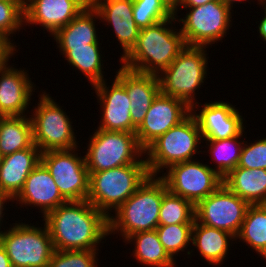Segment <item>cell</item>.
<instances>
[{"label":"cell","mask_w":266,"mask_h":267,"mask_svg":"<svg viewBox=\"0 0 266 267\" xmlns=\"http://www.w3.org/2000/svg\"><path fill=\"white\" fill-rule=\"evenodd\" d=\"M42 220L54 250H99L98 245L109 236L108 217L88 200L67 201Z\"/></svg>","instance_id":"1"},{"label":"cell","mask_w":266,"mask_h":267,"mask_svg":"<svg viewBox=\"0 0 266 267\" xmlns=\"http://www.w3.org/2000/svg\"><path fill=\"white\" fill-rule=\"evenodd\" d=\"M173 22H177L175 15L140 29L135 46L120 64L133 71L159 75L187 46L180 29L172 26Z\"/></svg>","instance_id":"2"},{"label":"cell","mask_w":266,"mask_h":267,"mask_svg":"<svg viewBox=\"0 0 266 267\" xmlns=\"http://www.w3.org/2000/svg\"><path fill=\"white\" fill-rule=\"evenodd\" d=\"M165 182L158 176H149L144 183L117 210L108 217L109 235L118 234L124 241L131 235L155 230L159 225V211Z\"/></svg>","instance_id":"3"},{"label":"cell","mask_w":266,"mask_h":267,"mask_svg":"<svg viewBox=\"0 0 266 267\" xmlns=\"http://www.w3.org/2000/svg\"><path fill=\"white\" fill-rule=\"evenodd\" d=\"M89 174L87 200L107 217L133 195L150 176L147 163H133Z\"/></svg>","instance_id":"4"},{"label":"cell","mask_w":266,"mask_h":267,"mask_svg":"<svg viewBox=\"0 0 266 267\" xmlns=\"http://www.w3.org/2000/svg\"><path fill=\"white\" fill-rule=\"evenodd\" d=\"M202 136L195 117L190 114L180 124L158 137L145 149V160L150 176L162 172L176 163L195 160ZM199 150V151H198Z\"/></svg>","instance_id":"5"},{"label":"cell","mask_w":266,"mask_h":267,"mask_svg":"<svg viewBox=\"0 0 266 267\" xmlns=\"http://www.w3.org/2000/svg\"><path fill=\"white\" fill-rule=\"evenodd\" d=\"M205 46L187 45L159 75L161 93L177 98L192 108L207 77L208 54ZM206 49V50H205Z\"/></svg>","instance_id":"6"},{"label":"cell","mask_w":266,"mask_h":267,"mask_svg":"<svg viewBox=\"0 0 266 267\" xmlns=\"http://www.w3.org/2000/svg\"><path fill=\"white\" fill-rule=\"evenodd\" d=\"M85 151L89 172H100L133 163H146L145 150L135 133L96 129ZM142 158V159H141Z\"/></svg>","instance_id":"7"},{"label":"cell","mask_w":266,"mask_h":267,"mask_svg":"<svg viewBox=\"0 0 266 267\" xmlns=\"http://www.w3.org/2000/svg\"><path fill=\"white\" fill-rule=\"evenodd\" d=\"M38 96L39 102L30 115L34 144L42 153L79 147L71 118L46 91Z\"/></svg>","instance_id":"8"},{"label":"cell","mask_w":266,"mask_h":267,"mask_svg":"<svg viewBox=\"0 0 266 267\" xmlns=\"http://www.w3.org/2000/svg\"><path fill=\"white\" fill-rule=\"evenodd\" d=\"M7 229L0 235V243L12 267H48L54 247L45 223L36 227L18 222Z\"/></svg>","instance_id":"9"},{"label":"cell","mask_w":266,"mask_h":267,"mask_svg":"<svg viewBox=\"0 0 266 267\" xmlns=\"http://www.w3.org/2000/svg\"><path fill=\"white\" fill-rule=\"evenodd\" d=\"M188 10L183 18H176L181 26V34L189 46H205L223 42L227 31L232 25V13L229 7L220 0L210 1L207 4L183 8Z\"/></svg>","instance_id":"10"},{"label":"cell","mask_w":266,"mask_h":267,"mask_svg":"<svg viewBox=\"0 0 266 267\" xmlns=\"http://www.w3.org/2000/svg\"><path fill=\"white\" fill-rule=\"evenodd\" d=\"M159 177L165 182L168 191L189 200L194 205L223 184V178L213 167L200 160L173 164Z\"/></svg>","instance_id":"11"},{"label":"cell","mask_w":266,"mask_h":267,"mask_svg":"<svg viewBox=\"0 0 266 267\" xmlns=\"http://www.w3.org/2000/svg\"><path fill=\"white\" fill-rule=\"evenodd\" d=\"M76 151H79L78 147L41 154V163L47 168L59 192L67 201L87 200L89 194L90 174L85 156H78Z\"/></svg>","instance_id":"12"},{"label":"cell","mask_w":266,"mask_h":267,"mask_svg":"<svg viewBox=\"0 0 266 267\" xmlns=\"http://www.w3.org/2000/svg\"><path fill=\"white\" fill-rule=\"evenodd\" d=\"M249 204L222 184L195 205V220L203 225L229 232L240 231Z\"/></svg>","instance_id":"13"},{"label":"cell","mask_w":266,"mask_h":267,"mask_svg":"<svg viewBox=\"0 0 266 267\" xmlns=\"http://www.w3.org/2000/svg\"><path fill=\"white\" fill-rule=\"evenodd\" d=\"M190 114L191 108L186 103L160 92L136 130L139 145L145 150L158 137L180 124Z\"/></svg>","instance_id":"14"},{"label":"cell","mask_w":266,"mask_h":267,"mask_svg":"<svg viewBox=\"0 0 266 267\" xmlns=\"http://www.w3.org/2000/svg\"><path fill=\"white\" fill-rule=\"evenodd\" d=\"M200 105L202 109H200ZM200 105L197 102L191 108V114L198 123L202 140H222L236 137L246 129L244 118L231 103L219 100Z\"/></svg>","instance_id":"15"},{"label":"cell","mask_w":266,"mask_h":267,"mask_svg":"<svg viewBox=\"0 0 266 267\" xmlns=\"http://www.w3.org/2000/svg\"><path fill=\"white\" fill-rule=\"evenodd\" d=\"M106 81L92 86L102 111L97 129L136 133L137 128L130 115L131 101L124 84L116 76L111 86Z\"/></svg>","instance_id":"16"},{"label":"cell","mask_w":266,"mask_h":267,"mask_svg":"<svg viewBox=\"0 0 266 267\" xmlns=\"http://www.w3.org/2000/svg\"><path fill=\"white\" fill-rule=\"evenodd\" d=\"M89 5L90 0H28L24 4V26L39 24L52 36Z\"/></svg>","instance_id":"17"},{"label":"cell","mask_w":266,"mask_h":267,"mask_svg":"<svg viewBox=\"0 0 266 267\" xmlns=\"http://www.w3.org/2000/svg\"><path fill=\"white\" fill-rule=\"evenodd\" d=\"M20 207H36L42 217L67 200L59 192L47 168L40 162L28 175L22 190L13 199ZM40 208V209H39Z\"/></svg>","instance_id":"18"},{"label":"cell","mask_w":266,"mask_h":267,"mask_svg":"<svg viewBox=\"0 0 266 267\" xmlns=\"http://www.w3.org/2000/svg\"><path fill=\"white\" fill-rule=\"evenodd\" d=\"M8 62L0 68V108L7 117L25 116L36 86L27 70H18Z\"/></svg>","instance_id":"19"},{"label":"cell","mask_w":266,"mask_h":267,"mask_svg":"<svg viewBox=\"0 0 266 267\" xmlns=\"http://www.w3.org/2000/svg\"><path fill=\"white\" fill-rule=\"evenodd\" d=\"M98 12L101 22L113 27L120 47L123 49L121 60L135 46L140 28L134 21L133 0H90Z\"/></svg>","instance_id":"20"},{"label":"cell","mask_w":266,"mask_h":267,"mask_svg":"<svg viewBox=\"0 0 266 267\" xmlns=\"http://www.w3.org/2000/svg\"><path fill=\"white\" fill-rule=\"evenodd\" d=\"M116 71V77L124 84L131 101V119L138 128L144 121L153 100L161 92L158 75L130 70L122 64Z\"/></svg>","instance_id":"21"},{"label":"cell","mask_w":266,"mask_h":267,"mask_svg":"<svg viewBox=\"0 0 266 267\" xmlns=\"http://www.w3.org/2000/svg\"><path fill=\"white\" fill-rule=\"evenodd\" d=\"M41 154L33 144L4 156L0 164V189L14 199L22 190L29 173L41 162Z\"/></svg>","instance_id":"22"},{"label":"cell","mask_w":266,"mask_h":267,"mask_svg":"<svg viewBox=\"0 0 266 267\" xmlns=\"http://www.w3.org/2000/svg\"><path fill=\"white\" fill-rule=\"evenodd\" d=\"M100 20L98 12L90 4L69 24L57 30L52 37L56 40L61 55L72 47H89V44H101L95 27L96 20Z\"/></svg>","instance_id":"23"},{"label":"cell","mask_w":266,"mask_h":267,"mask_svg":"<svg viewBox=\"0 0 266 267\" xmlns=\"http://www.w3.org/2000/svg\"><path fill=\"white\" fill-rule=\"evenodd\" d=\"M230 241H236V237L229 232L194 221L191 245L209 265L223 264L228 251L231 250Z\"/></svg>","instance_id":"24"},{"label":"cell","mask_w":266,"mask_h":267,"mask_svg":"<svg viewBox=\"0 0 266 267\" xmlns=\"http://www.w3.org/2000/svg\"><path fill=\"white\" fill-rule=\"evenodd\" d=\"M223 184L249 205L266 204V169L236 167Z\"/></svg>","instance_id":"25"},{"label":"cell","mask_w":266,"mask_h":267,"mask_svg":"<svg viewBox=\"0 0 266 267\" xmlns=\"http://www.w3.org/2000/svg\"><path fill=\"white\" fill-rule=\"evenodd\" d=\"M126 244L133 242L134 249L131 254L143 266L149 267H175V260L168 254L161 244L155 230L142 231L129 236Z\"/></svg>","instance_id":"26"},{"label":"cell","mask_w":266,"mask_h":267,"mask_svg":"<svg viewBox=\"0 0 266 267\" xmlns=\"http://www.w3.org/2000/svg\"><path fill=\"white\" fill-rule=\"evenodd\" d=\"M33 144L30 115L10 116L0 122V151L3 157L27 149Z\"/></svg>","instance_id":"27"},{"label":"cell","mask_w":266,"mask_h":267,"mask_svg":"<svg viewBox=\"0 0 266 267\" xmlns=\"http://www.w3.org/2000/svg\"><path fill=\"white\" fill-rule=\"evenodd\" d=\"M237 239L266 258V204L249 205Z\"/></svg>","instance_id":"28"},{"label":"cell","mask_w":266,"mask_h":267,"mask_svg":"<svg viewBox=\"0 0 266 267\" xmlns=\"http://www.w3.org/2000/svg\"><path fill=\"white\" fill-rule=\"evenodd\" d=\"M100 44H89V47H72L64 55L72 68L79 70L89 81L95 85L105 80L103 66V55ZM101 52V53H100Z\"/></svg>","instance_id":"29"},{"label":"cell","mask_w":266,"mask_h":267,"mask_svg":"<svg viewBox=\"0 0 266 267\" xmlns=\"http://www.w3.org/2000/svg\"><path fill=\"white\" fill-rule=\"evenodd\" d=\"M245 131L243 130L238 136L222 140H202L212 161H215V172L224 178L229 172L235 169L239 163L241 149L244 144L239 140ZM210 151V152H209Z\"/></svg>","instance_id":"30"},{"label":"cell","mask_w":266,"mask_h":267,"mask_svg":"<svg viewBox=\"0 0 266 267\" xmlns=\"http://www.w3.org/2000/svg\"><path fill=\"white\" fill-rule=\"evenodd\" d=\"M195 205L167 191L163 195V200L159 211V225H170L180 223H194Z\"/></svg>","instance_id":"31"},{"label":"cell","mask_w":266,"mask_h":267,"mask_svg":"<svg viewBox=\"0 0 266 267\" xmlns=\"http://www.w3.org/2000/svg\"><path fill=\"white\" fill-rule=\"evenodd\" d=\"M193 223L158 225L156 232L168 254L174 257L191 244Z\"/></svg>","instance_id":"32"},{"label":"cell","mask_w":266,"mask_h":267,"mask_svg":"<svg viewBox=\"0 0 266 267\" xmlns=\"http://www.w3.org/2000/svg\"><path fill=\"white\" fill-rule=\"evenodd\" d=\"M23 25V0H0V35L3 36L16 50V47L18 46L15 45L10 37H13L15 32H19L20 29H23Z\"/></svg>","instance_id":"33"},{"label":"cell","mask_w":266,"mask_h":267,"mask_svg":"<svg viewBox=\"0 0 266 267\" xmlns=\"http://www.w3.org/2000/svg\"><path fill=\"white\" fill-rule=\"evenodd\" d=\"M133 16L137 26L142 29L172 18L174 14L161 0H133Z\"/></svg>","instance_id":"34"},{"label":"cell","mask_w":266,"mask_h":267,"mask_svg":"<svg viewBox=\"0 0 266 267\" xmlns=\"http://www.w3.org/2000/svg\"><path fill=\"white\" fill-rule=\"evenodd\" d=\"M99 250H54L48 267H98Z\"/></svg>","instance_id":"35"},{"label":"cell","mask_w":266,"mask_h":267,"mask_svg":"<svg viewBox=\"0 0 266 267\" xmlns=\"http://www.w3.org/2000/svg\"><path fill=\"white\" fill-rule=\"evenodd\" d=\"M246 142V143H245ZM237 167L253 169H266V138H262L253 143L244 141L241 149L240 159Z\"/></svg>","instance_id":"36"},{"label":"cell","mask_w":266,"mask_h":267,"mask_svg":"<svg viewBox=\"0 0 266 267\" xmlns=\"http://www.w3.org/2000/svg\"><path fill=\"white\" fill-rule=\"evenodd\" d=\"M16 49L3 37L0 35V68L15 56Z\"/></svg>","instance_id":"37"},{"label":"cell","mask_w":266,"mask_h":267,"mask_svg":"<svg viewBox=\"0 0 266 267\" xmlns=\"http://www.w3.org/2000/svg\"><path fill=\"white\" fill-rule=\"evenodd\" d=\"M10 201L13 202V199L8 194H6L5 192H3L0 189V235L4 231V230L1 231V227L3 225L2 224L3 223V220H4L3 218H4V215H5V212H3V211L6 210V205L5 204H7V202L9 204Z\"/></svg>","instance_id":"38"},{"label":"cell","mask_w":266,"mask_h":267,"mask_svg":"<svg viewBox=\"0 0 266 267\" xmlns=\"http://www.w3.org/2000/svg\"><path fill=\"white\" fill-rule=\"evenodd\" d=\"M210 1H215V0H182L180 7L178 8L179 10H177L174 15L177 18V12L180 11V9L182 8H192V7H198L204 4H207ZM182 7V8H181Z\"/></svg>","instance_id":"39"},{"label":"cell","mask_w":266,"mask_h":267,"mask_svg":"<svg viewBox=\"0 0 266 267\" xmlns=\"http://www.w3.org/2000/svg\"><path fill=\"white\" fill-rule=\"evenodd\" d=\"M0 267H12L5 248L0 243Z\"/></svg>","instance_id":"40"},{"label":"cell","mask_w":266,"mask_h":267,"mask_svg":"<svg viewBox=\"0 0 266 267\" xmlns=\"http://www.w3.org/2000/svg\"><path fill=\"white\" fill-rule=\"evenodd\" d=\"M163 3H164V5L174 14L177 10H178V8H179V6H180V4H181V2H182V0H161Z\"/></svg>","instance_id":"41"},{"label":"cell","mask_w":266,"mask_h":267,"mask_svg":"<svg viewBox=\"0 0 266 267\" xmlns=\"http://www.w3.org/2000/svg\"><path fill=\"white\" fill-rule=\"evenodd\" d=\"M261 20H260V23L258 25L259 36L261 37V39L264 42H266V18L263 17Z\"/></svg>","instance_id":"42"},{"label":"cell","mask_w":266,"mask_h":267,"mask_svg":"<svg viewBox=\"0 0 266 267\" xmlns=\"http://www.w3.org/2000/svg\"><path fill=\"white\" fill-rule=\"evenodd\" d=\"M220 1L232 10L233 3L237 2L239 4L240 2L241 4L242 1H247V0H220Z\"/></svg>","instance_id":"43"},{"label":"cell","mask_w":266,"mask_h":267,"mask_svg":"<svg viewBox=\"0 0 266 267\" xmlns=\"http://www.w3.org/2000/svg\"><path fill=\"white\" fill-rule=\"evenodd\" d=\"M258 2V5H262V8L264 7V17L266 18V0H258Z\"/></svg>","instance_id":"44"},{"label":"cell","mask_w":266,"mask_h":267,"mask_svg":"<svg viewBox=\"0 0 266 267\" xmlns=\"http://www.w3.org/2000/svg\"><path fill=\"white\" fill-rule=\"evenodd\" d=\"M7 116L3 113V111L1 110V108H0V122L4 119V118H6Z\"/></svg>","instance_id":"45"},{"label":"cell","mask_w":266,"mask_h":267,"mask_svg":"<svg viewBox=\"0 0 266 267\" xmlns=\"http://www.w3.org/2000/svg\"><path fill=\"white\" fill-rule=\"evenodd\" d=\"M2 159H3V156H2L1 151H0V164L2 162Z\"/></svg>","instance_id":"46"}]
</instances>
